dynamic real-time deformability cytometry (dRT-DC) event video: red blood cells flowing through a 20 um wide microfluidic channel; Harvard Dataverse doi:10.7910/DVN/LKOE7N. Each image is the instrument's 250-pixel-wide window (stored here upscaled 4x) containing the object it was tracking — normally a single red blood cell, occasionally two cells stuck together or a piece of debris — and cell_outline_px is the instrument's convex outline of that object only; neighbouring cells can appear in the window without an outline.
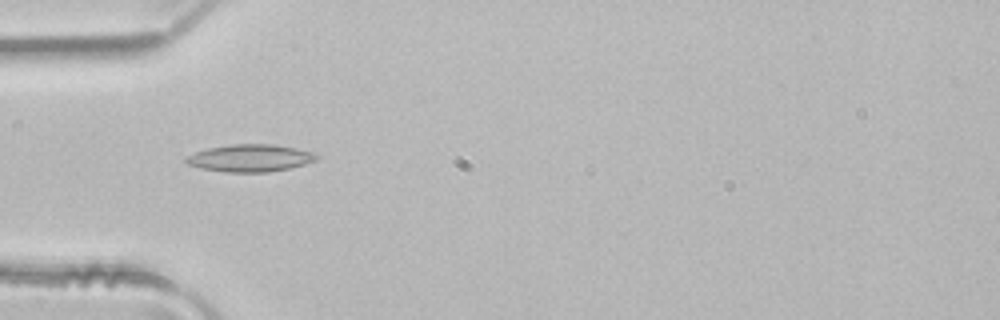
{"species": "common noctule bat (a hibernating species)", "species_latin": "Nyctalus noctula", "temperature_condition": "room temperature", "stored_images_in_passage": 3, "camera_frame_rate_fps": 3000, "um_per_image_px": 0.085, "animal": {"sex": "male", "body_mass_g": 21.5, "forearm_length_mm": 52.0}, "frame": {"image": 1, "passage_image": 2, "time_ms": 0.333, "image_size_px": [1000, 320], "cell_outline_px": [[320, 156], [316, 160], [304, 164], [288, 168], [268, 172], [224, 172], [204, 168], [188, 164], [184, 160], [184, 156], [208, 148], [232, 144], [272, 144], [296, 148], [312, 152]], "centroid_in_image_um": [21.26, 13.43], "position_along_channel_um": 63.7, "area_um2": 20.63}}
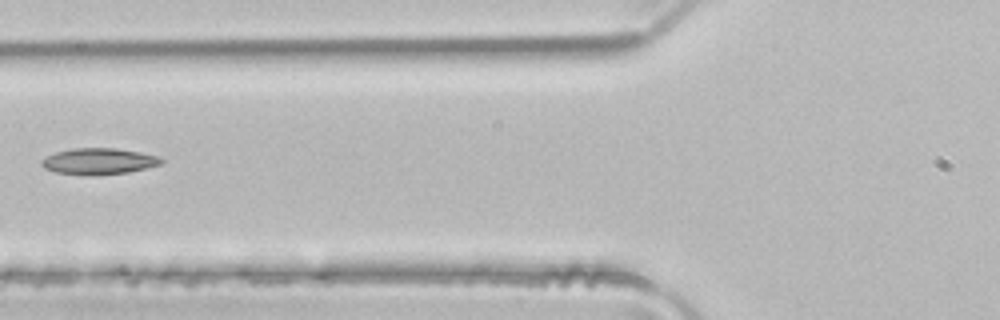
{"frame": {"image": 2, "passage_image": 3, "time_ms": 0.667, "image_size_px": [1000, 320], "cell_outline_px": [[164, 160], [160, 164], [128, 172], [56, 172], [44, 168], [40, 164], [40, 160], [44, 156], [56, 152], [72, 148], [116, 148], [140, 152], [160, 156]], "centroid_in_image_um": [8.39, 13.64], "position_along_channel_um": 117.4, "area_um2": 17.4}}